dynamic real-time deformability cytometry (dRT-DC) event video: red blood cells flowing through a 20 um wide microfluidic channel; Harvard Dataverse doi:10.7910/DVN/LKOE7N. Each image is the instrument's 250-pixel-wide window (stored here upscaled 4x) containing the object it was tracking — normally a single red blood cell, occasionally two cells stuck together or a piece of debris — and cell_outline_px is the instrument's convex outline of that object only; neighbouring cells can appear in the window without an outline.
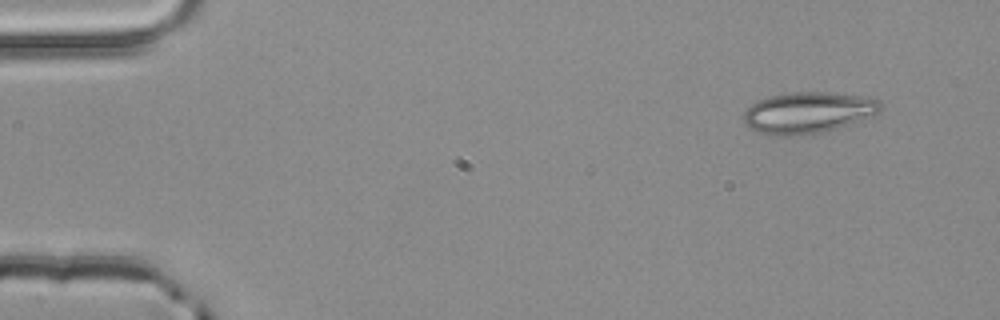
{"species": "common noctule bat (a hibernating species)", "species_latin": "Nyctalus noctula", "temperature_condition": "room temperature", "stored_images_in_passage": 3, "camera_frame_rate_fps": 3000, "um_per_image_px": 0.085, "animal": {"sex": "male", "body_mass_g": 20.4}, "frame": {"image": 1, "passage_image": 1, "time_ms": 0.0, "image_size_px": [1000, 320], "cell_outline_px": [[880, 112], [836, 128], [824, 132], [796, 136], [780, 136], [760, 132], [748, 128], [744, 124], [744, 112], [752, 104], [768, 96], [792, 92], [824, 92], [876, 96], [880, 100]], "centroid_in_image_um": [68.7, 9.56], "position_along_channel_um": 16.3, "area_um2": 33.0}}